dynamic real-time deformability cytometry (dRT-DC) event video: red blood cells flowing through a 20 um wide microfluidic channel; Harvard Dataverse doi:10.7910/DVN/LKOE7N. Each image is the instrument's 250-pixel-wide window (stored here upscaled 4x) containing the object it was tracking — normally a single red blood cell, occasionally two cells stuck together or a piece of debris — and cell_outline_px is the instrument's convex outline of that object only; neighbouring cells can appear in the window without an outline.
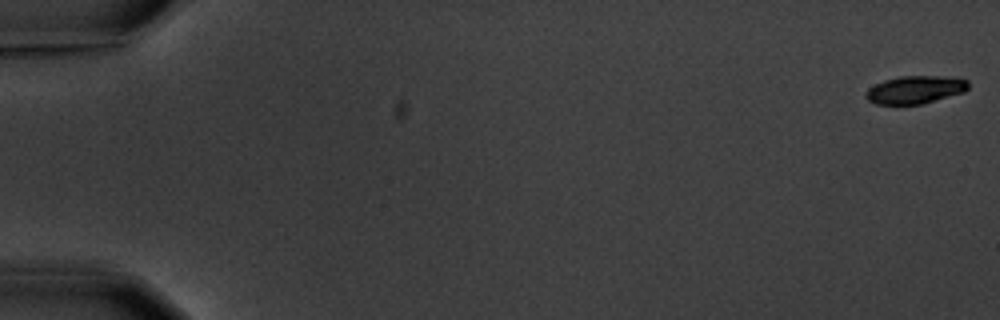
{"species": "common noctule bat (a hibernating species)", "species_latin": "Nyctalus noctula", "temperature_condition": "warm", "stored_images_in_passage": 5, "camera_frame_rate_fps": 3000, "um_per_image_px": 0.085, "animal": {"sex": "male", "body_mass_g": 20.1, "forearm_length_mm": 53.5}, "frame": {"image": 1, "passage_image": 1, "time_ms": 0.0, "image_size_px": [1000, 320], "cell_outline_px": [[968, 88], [964, 92], [920, 104], [876, 104], [868, 100], [864, 96], [864, 92], [868, 88], [884, 80], [900, 76], [940, 76], [968, 80]], "centroid_in_image_um": [77.74, 7.62], "position_along_channel_um": 7.3, "area_um2": 16.47}}
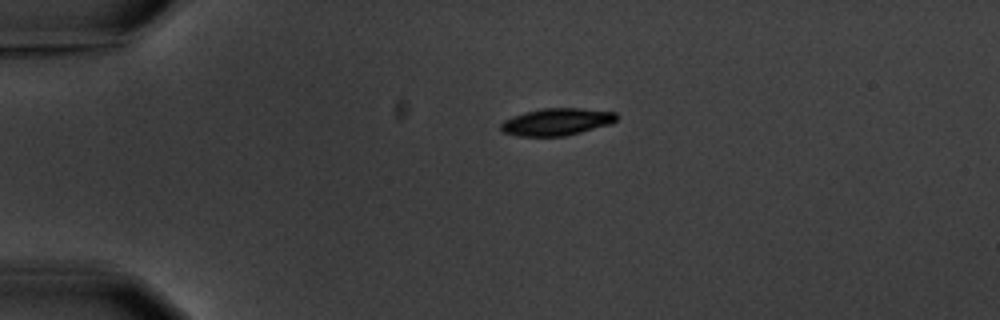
{"frame": {"image": 2, "passage_image": 4, "time_ms": 4.333, "image_size_px": [1000, 320], "cell_outline_px": [[616, 120], [612, 124], [564, 136], [516, 136], [504, 132], [500, 128], [500, 124], [504, 120], [528, 112], [544, 108], [580, 108], [616, 112]], "centroid_in_image_um": [47.35, 10.36], "position_along_channel_um": 37.7, "area_um2": 18.09}}